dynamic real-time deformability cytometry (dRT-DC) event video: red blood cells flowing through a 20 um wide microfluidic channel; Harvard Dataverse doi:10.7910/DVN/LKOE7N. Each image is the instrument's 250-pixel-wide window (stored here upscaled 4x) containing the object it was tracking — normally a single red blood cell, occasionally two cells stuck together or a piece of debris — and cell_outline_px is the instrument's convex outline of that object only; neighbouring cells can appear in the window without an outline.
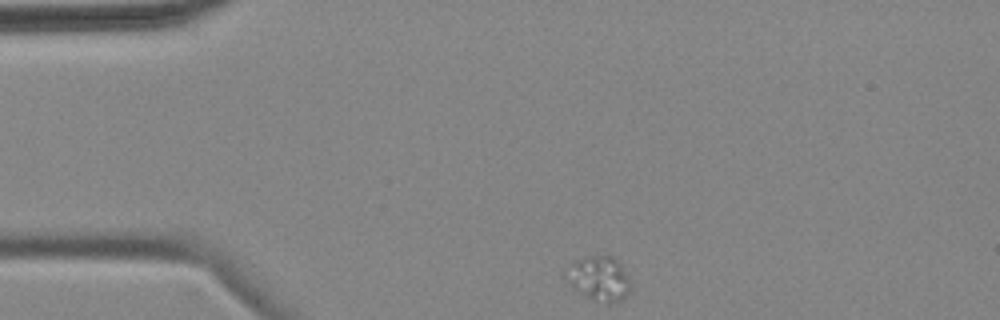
{"species": "common noctule bat (a hibernating species)", "species_latin": "Nyctalus noctula", "temperature_condition": "cold", "stored_images_in_passage": 4, "camera_frame_rate_fps": 3000, "um_per_image_px": 0.085, "animal": {"sex": "female", "body_mass_g": 18.4}, "frame": {"image": 1, "passage_image": 1, "time_ms": 0.0, "image_size_px": [1000, 320], "cell_outline_px": [[632, 292], [620, 300], [612, 304], [608, 304], [596, 300], [572, 288], [564, 276], [564, 268], [576, 260], [588, 256], [612, 256], [620, 264], [628, 276]], "centroid_in_image_um": [50.91, 23.68], "position_along_channel_um": 34.1, "area_um2": 16.88}}